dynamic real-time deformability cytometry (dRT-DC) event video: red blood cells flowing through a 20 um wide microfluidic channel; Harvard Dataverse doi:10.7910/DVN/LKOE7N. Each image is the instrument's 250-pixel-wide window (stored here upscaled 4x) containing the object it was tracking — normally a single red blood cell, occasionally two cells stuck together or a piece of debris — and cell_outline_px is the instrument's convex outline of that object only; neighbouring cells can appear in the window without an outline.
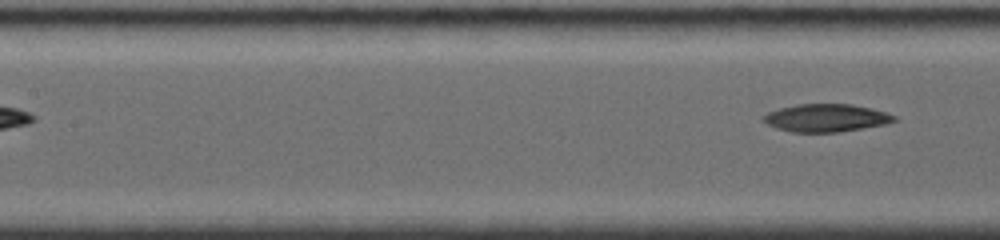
{"species": "common noctule bat (a hibernating species)", "species_latin": "Nyctalus noctula", "temperature_condition": "room temperature", "stored_images_in_passage": 6, "segment_of_instrument_passage": [2, 2], "camera_frame_rate_fps": 4000, "um_per_image_px": 0.085, "animal": {"sex": "female", "body_mass_g": 19.0, "forearm_length_mm": 56.7}, "frame": {"image": 1, "passage_image": 6, "time_ms": 4.5, "image_size_px": [1000, 240], "cell_outline_px": [[896, 120], [884, 124], [840, 132], [792, 132], [776, 128], [760, 120], [760, 116], [768, 112], [780, 108], [796, 104], [848, 104], [868, 108], [884, 112], [896, 116]], "centroid_in_image_um": [70.13, 10.02], "position_along_channel_um": 137.3, "area_um2": 21.04}}